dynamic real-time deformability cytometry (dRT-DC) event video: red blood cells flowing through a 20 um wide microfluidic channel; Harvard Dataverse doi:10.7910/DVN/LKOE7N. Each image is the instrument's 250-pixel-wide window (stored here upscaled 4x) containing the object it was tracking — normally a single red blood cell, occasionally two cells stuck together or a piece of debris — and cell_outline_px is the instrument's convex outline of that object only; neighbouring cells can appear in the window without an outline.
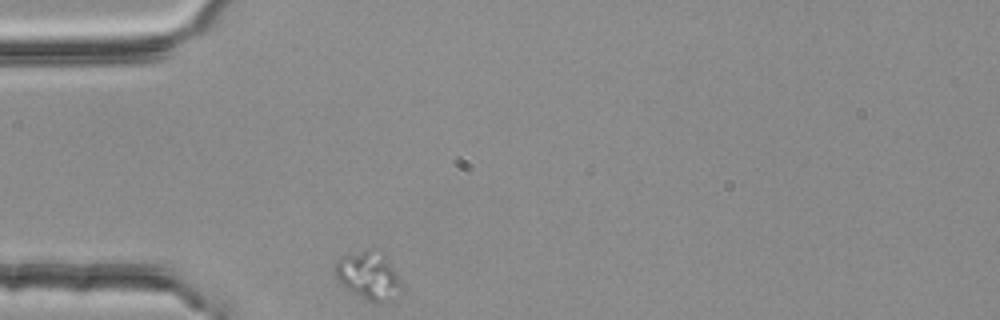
{"species": "common noctule bat (a hibernating species)", "species_latin": "Nyctalus noctula", "temperature_condition": "room temperature", "stored_images_in_passage": 1, "camera_frame_rate_fps": 3000, "um_per_image_px": 0.085, "animal": {"sex": "female", "body_mass_g": 25.1}, "frame": {"image": 1, "passage_image": 1, "time_ms": 0.0, "image_size_px": [1000, 320], "cell_outline_px": [[404, 288], [388, 300], [368, 300], [348, 288], [332, 272], [336, 260], [340, 256], [368, 248], [372, 248], [384, 256], [400, 280]], "centroid_in_image_um": [31.28, 23.36], "position_along_channel_um": 53.7, "area_um2": 17.86}}